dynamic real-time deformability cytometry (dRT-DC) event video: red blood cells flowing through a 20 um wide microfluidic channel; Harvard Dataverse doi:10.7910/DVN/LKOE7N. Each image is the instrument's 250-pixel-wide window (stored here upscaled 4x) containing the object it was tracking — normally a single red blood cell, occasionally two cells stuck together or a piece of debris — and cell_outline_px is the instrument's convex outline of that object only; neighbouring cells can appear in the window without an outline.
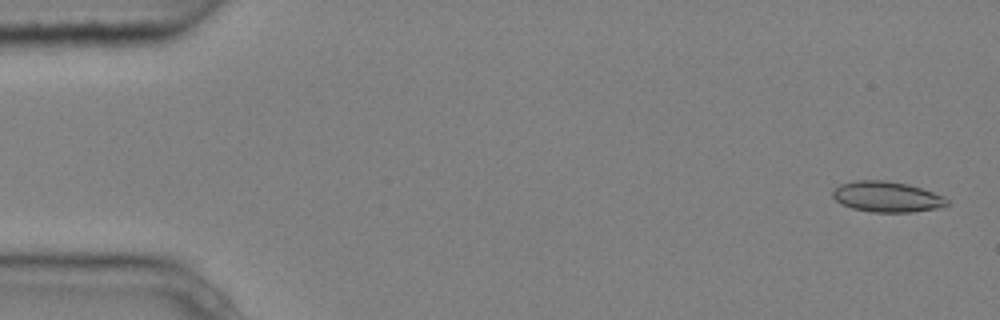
{"species": "common noctule bat (a hibernating species)", "species_latin": "Nyctalus noctula", "temperature_condition": "cold", "stored_images_in_passage": 5, "camera_frame_rate_fps": 3000, "um_per_image_px": 0.085, "animal": {"sex": "male", "body_mass_g": 20.4}, "frame": {"image": 1, "passage_image": 1, "time_ms": 0.0, "image_size_px": [1000, 320], "cell_outline_px": [[948, 204], [944, 208], [912, 212], [872, 212], [852, 208], [840, 204], [832, 196], [832, 192], [840, 184], [856, 180], [888, 180], [908, 184], [944, 196], [948, 200]], "centroid_in_image_um": [75.4, 16.73], "position_along_channel_um": 9.6, "area_um2": 20.58}}
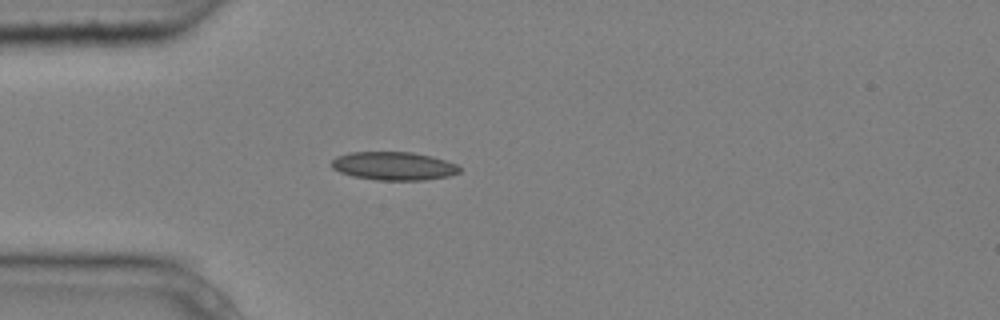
{"frame": {"image": 2, "passage_image": 5, "time_ms": 1.333, "image_size_px": [1000, 320], "cell_outline_px": [[460, 172], [448, 176], [424, 180], [376, 180], [352, 176], [340, 172], [332, 168], [332, 160], [336, 156], [348, 152], [412, 152], [432, 156], [456, 164], [460, 168]], "centroid_in_image_um": [33.44, 14.1], "position_along_channel_um": 51.6, "area_um2": 21.15}}